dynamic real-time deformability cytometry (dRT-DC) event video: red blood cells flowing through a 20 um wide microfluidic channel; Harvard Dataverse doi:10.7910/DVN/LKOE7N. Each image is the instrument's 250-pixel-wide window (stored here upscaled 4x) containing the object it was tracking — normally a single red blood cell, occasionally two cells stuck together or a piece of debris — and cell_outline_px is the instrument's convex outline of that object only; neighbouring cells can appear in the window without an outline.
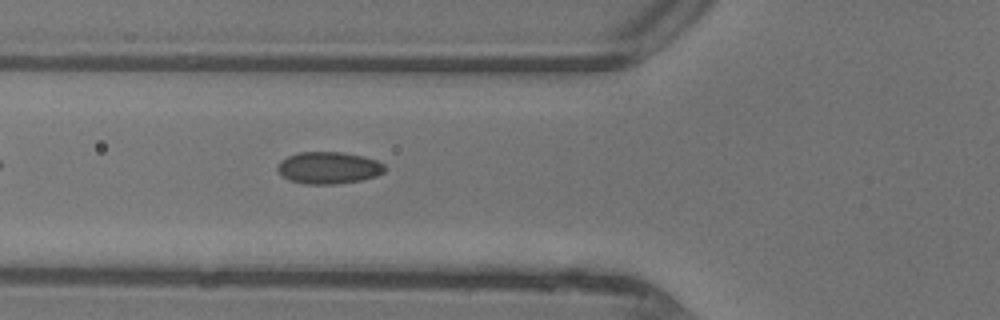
{"species": "common noctule bat (a hibernating species)", "species_latin": "Nyctalus noctula", "temperature_condition": "warm", "stored_images_in_passage": 32, "camera_frame_rate_fps": 3000, "um_per_image_px": 0.085, "animal": {"sex": "female"}, "frame": {"image": 1, "passage_image": 3, "time_ms": 0.667, "image_size_px": [1000, 320], "cell_outline_px": [[384, 172], [376, 176], [360, 180], [336, 184], [308, 184], [288, 180], [276, 168], [280, 160], [288, 156], [300, 152], [340, 152], [364, 156], [376, 160], [384, 164]], "centroid_in_image_um": [27.93, 14.26], "position_along_channel_um": 97.9, "area_um2": 19.88}}
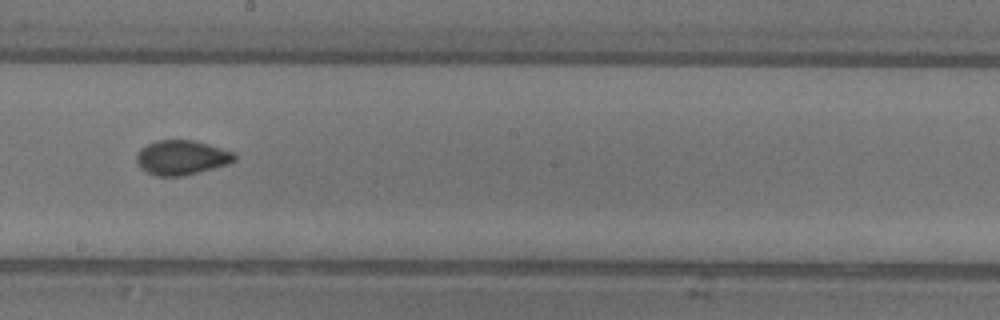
{"frame": {"image": 2, "passage_image": 12, "time_ms": 3.667, "image_size_px": [1000, 320], "cell_outline_px": [[236, 160], [228, 164], [184, 176], [156, 176], [140, 168], [136, 160], [136, 156], [140, 148], [156, 140], [192, 140], [208, 144], [236, 152]], "centroid_in_image_um": [15.45, 13.39], "position_along_channel_um": 232.8, "area_um2": 19.83}}
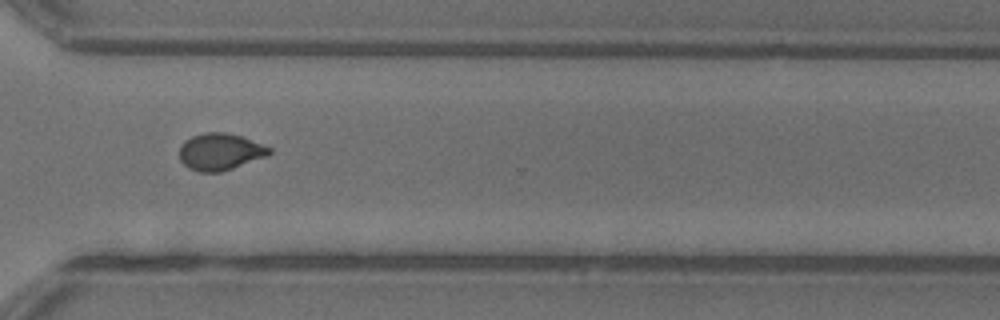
{"frame": {"image": 3, "passage_image": 20, "time_ms": 6.333, "image_size_px": [1000, 320], "cell_outline_px": [[272, 152], [268, 156], [220, 172], [200, 172], [188, 168], [180, 160], [180, 148], [184, 140], [192, 136], [204, 132], [224, 132], [240, 136], [272, 148]], "centroid_in_image_um": [18.71, 12.9], "position_along_channel_um": 351.9, "area_um2": 19.25}, "authors_computed_cell_mechanics": {"area_um2": 19.074, "velocity_mm_per_s": 4.4784, "shape_relaxation_time_tau1_ms": null, "shape_relaxation_time_tau2_ms": 0.8581, "deformation_change_tau1": null, "deformation_change_tau2": 0.047}}